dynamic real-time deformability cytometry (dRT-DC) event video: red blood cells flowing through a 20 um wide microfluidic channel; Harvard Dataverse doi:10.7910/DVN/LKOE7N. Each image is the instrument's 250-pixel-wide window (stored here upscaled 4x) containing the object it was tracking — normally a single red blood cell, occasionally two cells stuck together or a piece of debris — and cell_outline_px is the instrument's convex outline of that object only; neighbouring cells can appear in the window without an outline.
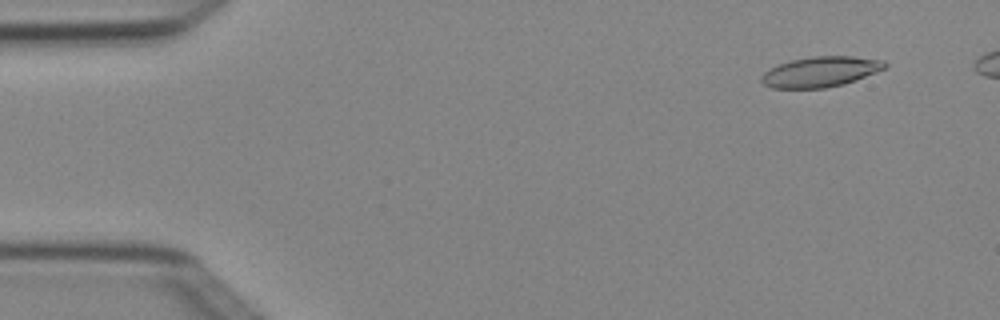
{"species": "Egyptian fruit bat (a non-hibernating species)", "species_latin": "Rousettus aegyptiacus", "temperature_condition": "cold", "stored_images_in_passage": 5, "camera_frame_rate_fps": 3000, "um_per_image_px": 0.085, "animal": {"sex": "female"}, "frame": {"image": 1, "passage_image": 1, "time_ms": 0.0, "image_size_px": [1000, 320], "cell_outline_px": [[888, 64], [884, 68], [876, 72], [856, 80], [844, 84], [824, 88], [772, 88], [764, 84], [760, 80], [760, 76], [764, 72], [776, 64], [792, 60], [812, 56], [852, 56], [884, 60]], "centroid_in_image_um": [69.72, 6.1], "position_along_channel_um": 15.3, "area_um2": 21.91}}
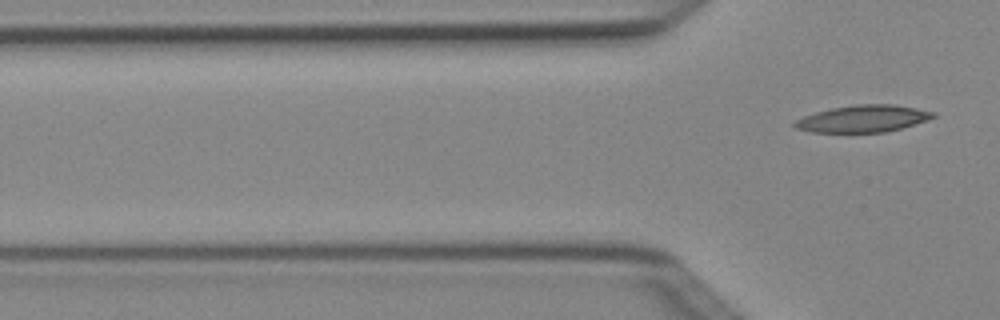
{"frame": {"image": 2, "passage_image": 5, "time_ms": 1.333, "image_size_px": [1000, 320], "cell_outline_px": [[936, 116], [928, 120], [900, 128], [884, 132], [812, 132], [796, 128], [792, 124], [796, 120], [804, 116], [816, 112], [832, 108], [856, 104], [896, 104], [936, 112]], "centroid_in_image_um": [73.38, 10.08], "position_along_channel_um": 52.4, "area_um2": 21.68}}